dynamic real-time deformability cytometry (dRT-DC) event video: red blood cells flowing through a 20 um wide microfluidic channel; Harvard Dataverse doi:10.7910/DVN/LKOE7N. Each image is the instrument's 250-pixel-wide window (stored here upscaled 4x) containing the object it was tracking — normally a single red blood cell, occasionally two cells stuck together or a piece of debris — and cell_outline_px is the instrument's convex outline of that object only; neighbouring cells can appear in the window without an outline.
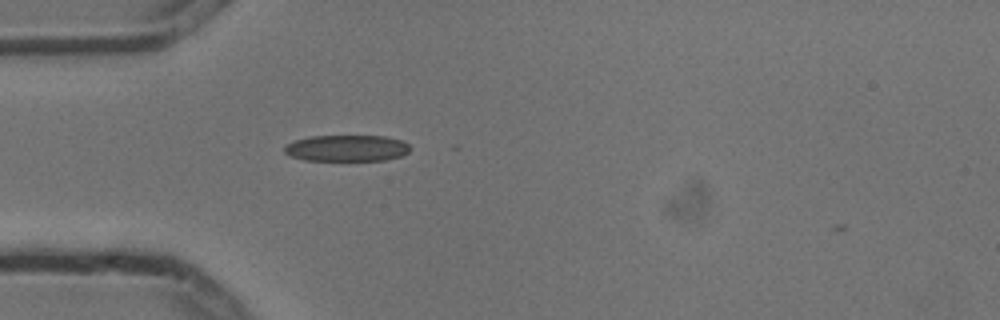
{"species": "common noctule bat (a hibernating species)", "species_latin": "Nyctalus noctula", "temperature_condition": "cold", "stored_images_in_passage": 1, "camera_frame_rate_fps": 3000, "um_per_image_px": 0.085, "animal": {"sex": "male", "body_mass_g": 13.3}, "frame": {"image": 1, "passage_image": 1, "time_ms": 0.0, "image_size_px": [1000, 320], "cell_outline_px": [[412, 148], [408, 152], [400, 156], [384, 160], [304, 160], [292, 156], [284, 152], [284, 148], [288, 144], [296, 140], [312, 136], [384, 136], [404, 140]], "centroid_in_image_um": [29.53, 12.59], "position_along_channel_um": 55.5, "area_um2": 19.19}}